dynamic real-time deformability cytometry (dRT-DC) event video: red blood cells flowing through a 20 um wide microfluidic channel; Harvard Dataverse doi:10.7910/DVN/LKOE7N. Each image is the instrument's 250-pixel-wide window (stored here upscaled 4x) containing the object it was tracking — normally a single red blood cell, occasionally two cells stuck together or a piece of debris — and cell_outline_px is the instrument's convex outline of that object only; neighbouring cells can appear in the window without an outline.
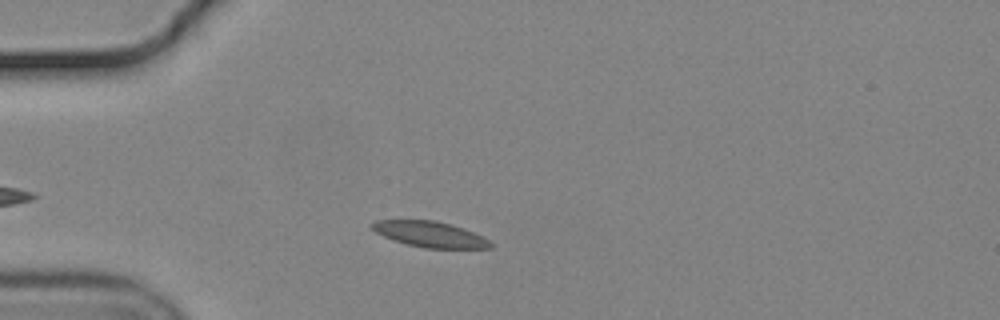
{"species": "common noctule bat (a hibernating species)", "species_latin": "Nyctalus noctula", "temperature_condition": "cold", "stored_images_in_passage": 39, "camera_frame_rate_fps": 3000, "um_per_image_px": 0.085, "animal": {"sex": "male", "body_mass_g": 19.2, "forearm_length_mm": 51.8}, "frame": {"image": 1, "passage_image": 7, "time_ms": 2.0, "image_size_px": [1000, 320], "cell_outline_px": [[492, 248], [424, 248], [408, 244], [384, 236], [376, 232], [368, 224], [376, 220], [436, 220], [452, 224], [464, 228], [488, 240], [492, 244]], "centroid_in_image_um": [36.53, 19.9], "position_along_channel_um": 48.5, "area_um2": 17.57}}
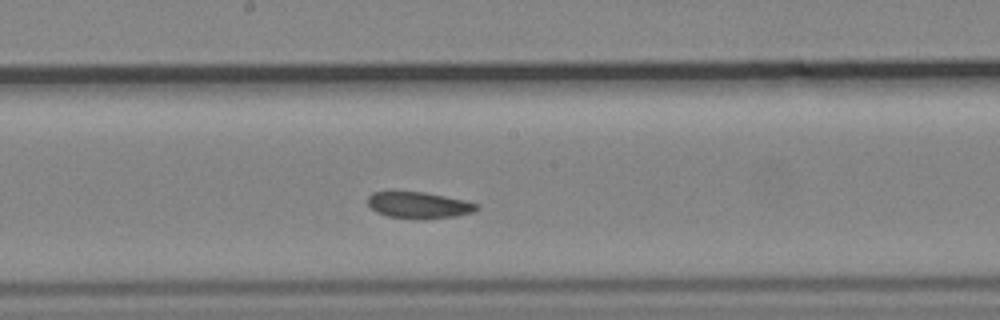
{"frame": {"image": 2, "passage_image": 22, "time_ms": 7.0, "image_size_px": [1000, 320], "cell_outline_px": [[480, 208], [472, 212], [456, 216], [388, 216], [376, 212], [368, 204], [368, 196], [372, 192], [424, 192], [464, 200], [480, 204]], "centroid_in_image_um": [35.61, 17.39], "position_along_channel_um": 212.6, "area_um2": 15.84}}
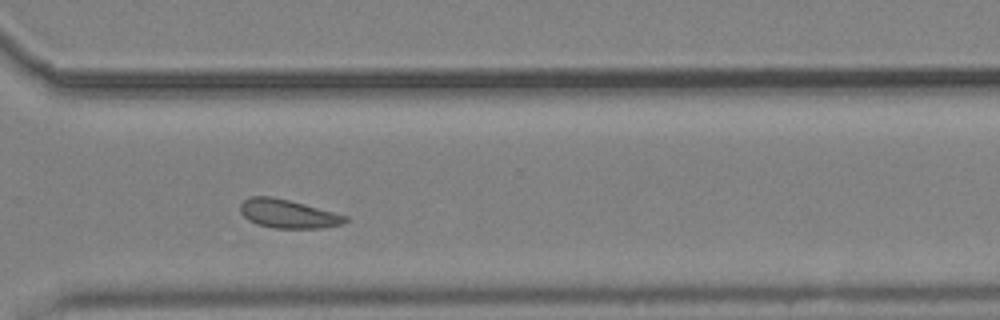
{"frame": {"image": 3, "passage_image": 33, "time_ms": 10.667, "image_size_px": [1000, 320], "cell_outline_px": [[348, 220], [344, 224], [320, 228], [272, 228], [256, 224], [248, 220], [240, 212], [240, 204], [248, 196], [272, 196], [304, 204], [348, 216]], "centroid_in_image_um": [24.46, 18.17], "position_along_channel_um": 346.1, "area_um2": 17.57}, "authors_computed_cell_mechanics": {"area_um2": 17.8024, "velocity_mm_per_s": 3.6475, "shape_relaxation_time_tau1_ms": 9.0339, "shape_relaxation_time_tau2_ms": 3.5259, "deformation_change_tau1": 0.1147, "deformation_change_tau2": 0.0811}}